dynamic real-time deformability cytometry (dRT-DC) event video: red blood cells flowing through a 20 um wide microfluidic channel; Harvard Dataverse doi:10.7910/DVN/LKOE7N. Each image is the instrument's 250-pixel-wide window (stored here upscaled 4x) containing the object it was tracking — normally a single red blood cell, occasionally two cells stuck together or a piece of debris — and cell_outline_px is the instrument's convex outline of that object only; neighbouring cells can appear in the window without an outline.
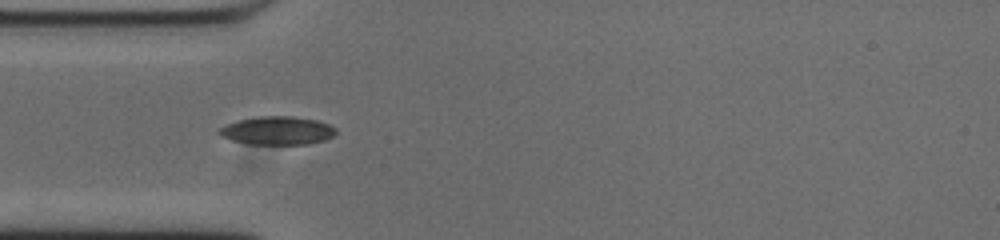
{"species": "common noctule bat (a hibernating species)", "species_latin": "Nyctalus noctula", "temperature_condition": "cold", "stored_images_in_passage": 40, "camera_frame_rate_fps": 3000, "um_per_image_px": 0.085, "animal": {"sex": "male", "body_mass_g": 20.0, "forearm_length_mm": 53.3}, "frame": {"image": 1, "passage_image": 1, "time_ms": 0.0, "image_size_px": [1000, 240], "cell_outline_px": [[336, 132], [332, 136], [324, 140], [308, 144], [252, 144], [232, 140], [220, 136], [216, 132], [224, 124], [236, 120], [260, 116], [292, 116], [316, 120], [328, 124], [336, 128]], "centroid_in_image_um": [23.53, 11.09], "position_along_channel_um": 61.5, "area_um2": 19.31}}
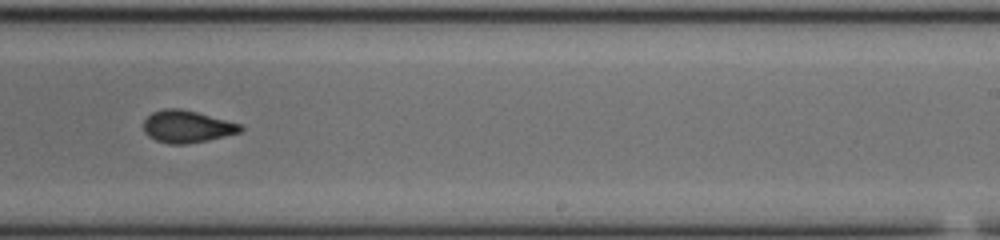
{"frame": {"image": 2, "passage_image": 18, "time_ms": 5.667, "image_size_px": [1000, 240], "cell_outline_px": [[244, 128], [240, 132], [208, 140], [184, 144], [168, 144], [156, 140], [148, 136], [144, 132], [144, 120], [152, 112], [164, 108], [180, 108], [196, 112], [240, 124]], "centroid_in_image_um": [15.86, 10.76], "position_along_channel_um": 273.1, "area_um2": 18.03}}
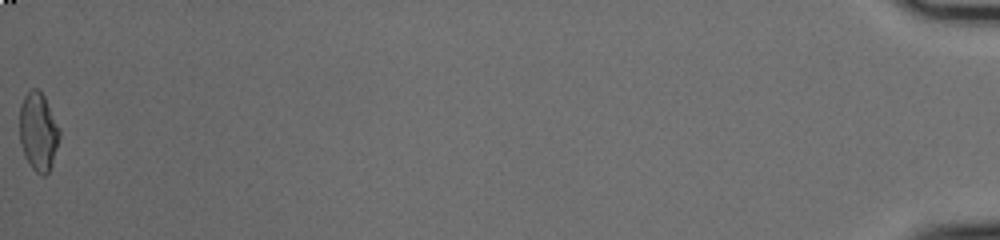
{"frame": {"image": 3, "passage_image": 40, "time_ms": 13.0, "image_size_px": [1000, 240], "cell_outline_px": [[60, 136], [52, 164], [48, 172], [44, 176], [40, 176], [32, 168], [24, 156], [20, 144], [20, 104], [24, 96], [32, 88], [36, 88], [44, 96], [60, 128]], "centroid_in_image_um": [3.25, 11.21], "position_along_channel_um": 431.9, "area_um2": 18.26}, "authors_computed_cell_mechanics": {"area_um2": 18.207, "velocity_mm_per_s": 3.7358, "shape_relaxation_time_tau1_ms": null, "shape_relaxation_time_tau2_ms": 1.8764, "deformation_change_tau1": null, "deformation_change_tau2": 0.0733}}